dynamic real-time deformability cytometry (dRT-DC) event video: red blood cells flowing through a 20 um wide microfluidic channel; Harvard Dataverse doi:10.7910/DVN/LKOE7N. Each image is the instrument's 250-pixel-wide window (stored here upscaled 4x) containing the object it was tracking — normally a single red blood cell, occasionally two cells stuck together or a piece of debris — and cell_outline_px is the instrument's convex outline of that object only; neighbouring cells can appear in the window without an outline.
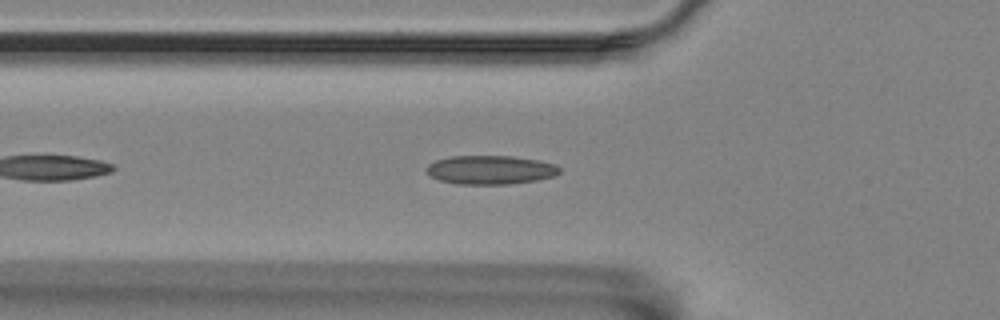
{"species": "Egyptian fruit bat (a non-hibernating species)", "species_latin": "Rousettus aegyptiacus", "temperature_condition": "room temperature", "stored_images_in_passage": 39, "camera_frame_rate_fps": 3000, "um_per_image_px": 0.085, "animal": {"sex": "female"}, "frame": {"image": 1, "passage_image": 7, "time_ms": 2.0, "image_size_px": [1000, 320], "cell_outline_px": [[560, 172], [552, 176], [536, 180], [508, 184], [456, 184], [440, 180], [428, 176], [424, 168], [428, 164], [436, 160], [452, 156], [512, 156], [540, 160], [556, 164], [560, 168]], "centroid_in_image_um": [41.65, 14.43], "position_along_channel_um": 84.2, "area_um2": 22.48}}
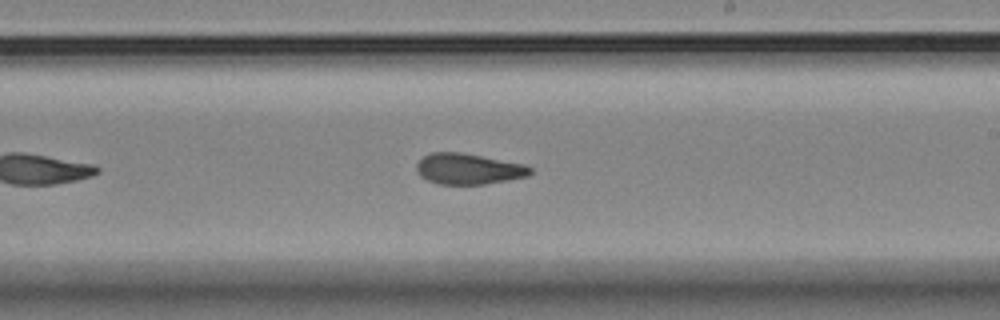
{"frame": {"image": 2, "passage_image": 21, "time_ms": 6.667, "image_size_px": [1000, 320], "cell_outline_px": [[532, 172], [528, 176], [508, 180], [484, 184], [440, 184], [428, 180], [420, 176], [416, 168], [416, 164], [424, 156], [432, 152], [460, 152], [524, 164], [532, 168]], "centroid_in_image_um": [39.82, 14.35], "position_along_channel_um": 249.2, "area_um2": 20.29}}
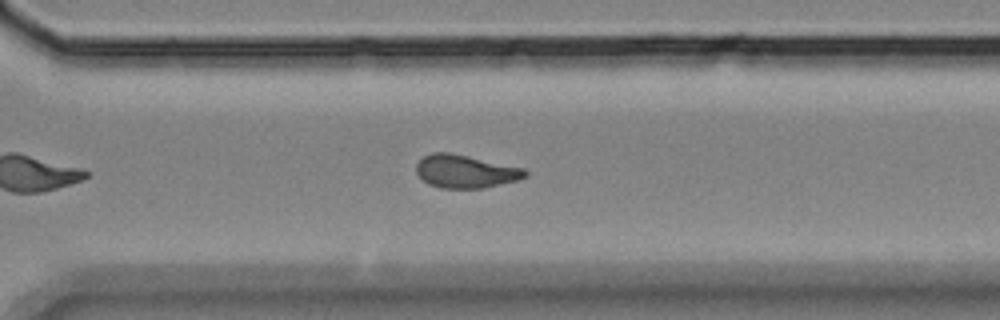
{"frame": {"image": 3, "passage_image": 28, "time_ms": 9.0, "image_size_px": [1000, 320], "cell_outline_px": [[528, 176], [516, 180], [484, 188], [440, 188], [428, 184], [416, 172], [416, 164], [424, 156], [432, 152], [448, 152], [468, 156], [524, 168], [528, 172]], "centroid_in_image_um": [39.56, 14.57], "position_along_channel_um": 331.0, "area_um2": 20.87}, "authors_computed_cell_mechanics": {"area_um2": 20.9236, "velocity_mm_per_s": 3.5173, "shape_relaxation_time_tau1_ms": null, "shape_relaxation_time_tau2_ms": 2.5743, "deformation_change_tau1": null, "deformation_change_tau2": 0.0867}}